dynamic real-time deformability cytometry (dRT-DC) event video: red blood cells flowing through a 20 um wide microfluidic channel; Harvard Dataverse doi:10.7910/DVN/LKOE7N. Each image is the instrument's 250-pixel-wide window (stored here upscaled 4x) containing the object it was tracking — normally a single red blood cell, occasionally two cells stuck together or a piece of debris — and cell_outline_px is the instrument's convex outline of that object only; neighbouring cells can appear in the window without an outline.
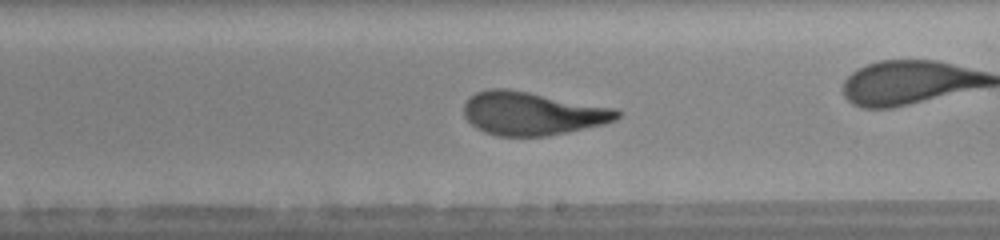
{"species": "human", "species_latin": "Homo sapiens", "temperature_condition": "warm", "stored_images_in_passage": 46, "camera_frame_rate_fps": 3000, "um_per_image_px": 0.085, "donor": {"sex": "female"}, "frame": {"image": 1, "passage_image": 27, "time_ms": 8.667, "image_size_px": [1000, 240], "cell_outline_px": [[620, 116], [616, 120], [604, 124], [568, 132], [548, 136], [496, 136], [484, 132], [476, 128], [464, 116], [464, 104], [476, 92], [488, 88], [504, 88], [528, 92], [616, 108], [620, 112]], "centroid_in_image_um": [45.24, 9.65], "position_along_channel_um": 243.8, "area_um2": 38.61}, "authors_computed_cell_mechanics": {"area_um2": 38.2347, "velocity_mm_per_s": 4.3253, "shape_relaxation_time_tau1_ms": 3.6351, "shape_relaxation_time_tau2_ms": 0.7597, "deformation_change_tau1": 0.217, "deformation_change_tau2": 0.0908}}